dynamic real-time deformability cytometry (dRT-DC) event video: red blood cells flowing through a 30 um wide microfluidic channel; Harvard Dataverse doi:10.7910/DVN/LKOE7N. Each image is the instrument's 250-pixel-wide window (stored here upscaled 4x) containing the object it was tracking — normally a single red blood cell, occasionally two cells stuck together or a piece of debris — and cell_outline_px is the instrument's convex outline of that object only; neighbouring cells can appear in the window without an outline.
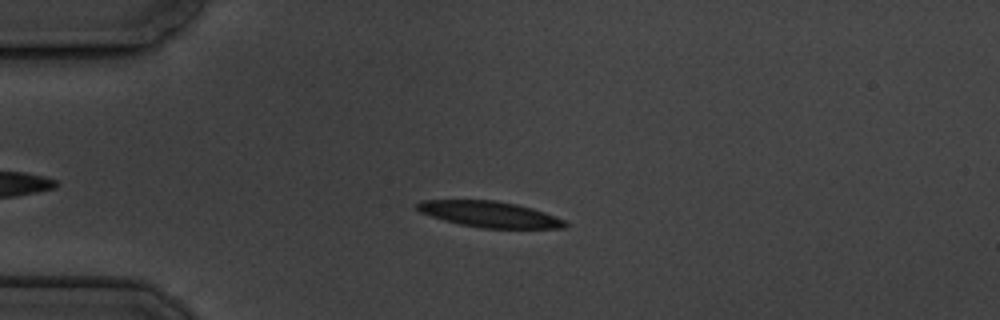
{"species": "common noctule bat (a hibernating species)", "species_latin": "Nyctalus noctula", "temperature_condition": "cold", "stored_images_in_passage": 3, "camera_frame_rate_fps": 3000, "um_per_image_px": 0.085, "animal": {"sex": "male", "body_mass_g": 19.5, "forearm_length_mm": 54.6}, "frame": {"image": 1, "passage_image": 2, "time_ms": 1.333, "image_size_px": [1000, 320], "cell_outline_px": [[568, 224], [564, 228], [480, 228], [460, 224], [444, 220], [420, 212], [416, 208], [416, 204], [420, 200], [496, 200], [516, 204], [532, 208], [544, 212], [564, 220]], "centroid_in_image_um": [41.6, 18.21], "position_along_channel_um": 43.4, "area_um2": 22.25}}